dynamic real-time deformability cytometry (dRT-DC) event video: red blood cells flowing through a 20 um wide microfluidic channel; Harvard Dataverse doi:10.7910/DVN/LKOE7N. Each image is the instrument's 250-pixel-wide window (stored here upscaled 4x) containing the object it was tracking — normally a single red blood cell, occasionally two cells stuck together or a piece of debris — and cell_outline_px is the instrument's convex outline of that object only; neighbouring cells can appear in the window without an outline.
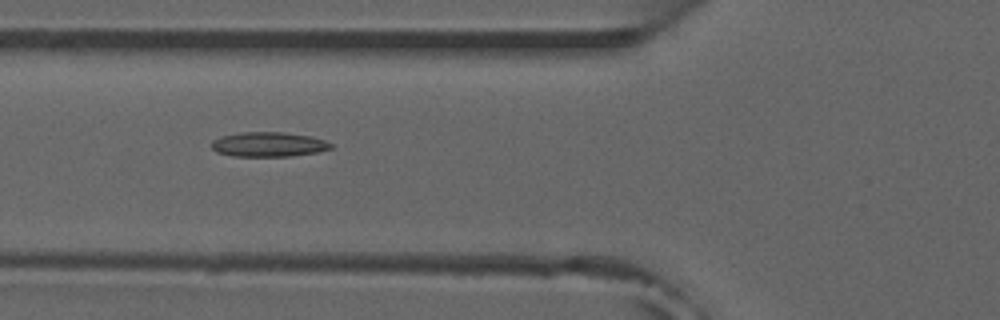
{"species": "common noctule bat (a hibernating species)", "species_latin": "Nyctalus noctula", "temperature_condition": "room temperature", "stored_images_in_passage": 40, "camera_frame_rate_fps": 3000, "um_per_image_px": 0.085, "animal": {"sex": "male", "forearm_length_mm": 52.5}, "frame": {"image": 1, "passage_image": 7, "time_ms": 2.0, "image_size_px": [1000, 320], "cell_outline_px": [[332, 148], [316, 152], [292, 156], [232, 156], [216, 152], [212, 148], [212, 140], [220, 136], [240, 132], [284, 132], [312, 136], [324, 140], [332, 144]], "centroid_in_image_um": [22.8, 12.27], "position_along_channel_um": 103.0, "area_um2": 17.22}, "authors_computed_cell_mechanics": {"area_um2": 16.0106, "velocity_mm_per_s": 3.9202, "shape_relaxation_time_tau1_ms": null, "shape_relaxation_time_tau2_ms": 5.7336, "deformation_change_tau1": null, "deformation_change_tau2": 0.1128}}